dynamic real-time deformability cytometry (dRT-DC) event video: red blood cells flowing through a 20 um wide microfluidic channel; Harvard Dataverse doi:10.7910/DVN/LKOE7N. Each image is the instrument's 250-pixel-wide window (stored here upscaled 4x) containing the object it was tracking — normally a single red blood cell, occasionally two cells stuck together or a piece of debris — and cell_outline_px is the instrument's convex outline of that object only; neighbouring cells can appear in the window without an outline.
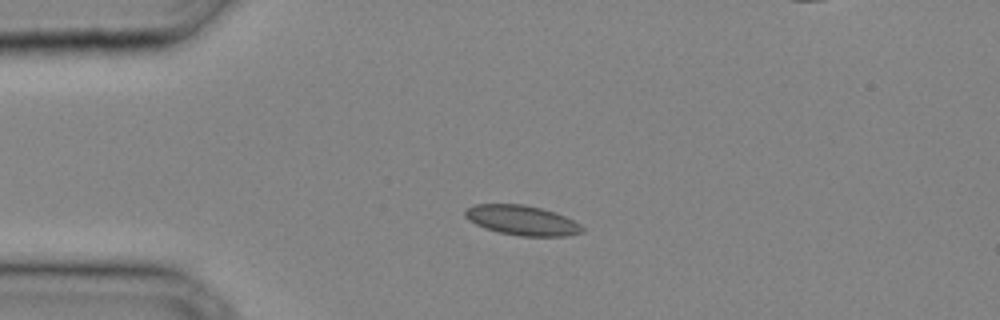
{"species": "common noctule bat (a hibernating species)", "species_latin": "Nyctalus noctula", "temperature_condition": "cold", "stored_images_in_passage": 32, "camera_frame_rate_fps": 3000, "um_per_image_px": 0.085, "animal": {"sex": "male", "body_mass_g": 20.4}, "frame": {"image": 1, "passage_image": 7, "time_ms": 2.0, "image_size_px": [1000, 320], "cell_outline_px": [[584, 232], [568, 236], [520, 236], [500, 232], [484, 228], [468, 220], [464, 216], [464, 212], [468, 208], [476, 204], [524, 204], [556, 212], [580, 224], [584, 228]], "centroid_in_image_um": [44.38, 18.73], "position_along_channel_um": 40.6, "area_um2": 20.35}}
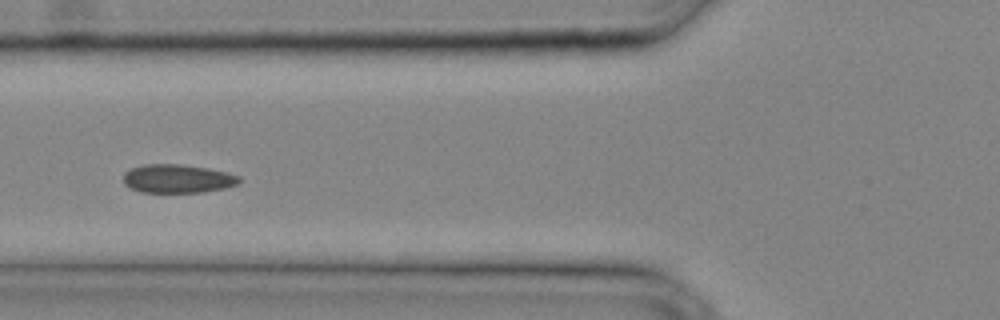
{"frame": {"image": 2, "passage_image": 12, "time_ms": 3.667, "image_size_px": [1000, 320], "cell_outline_px": [[240, 180], [236, 184], [224, 188], [200, 192], [140, 192], [124, 184], [124, 172], [132, 168], [144, 164], [180, 164], [208, 168], [228, 172], [240, 176]], "centroid_in_image_um": [15.09, 15.18], "position_along_channel_um": 110.7, "area_um2": 19.19}}
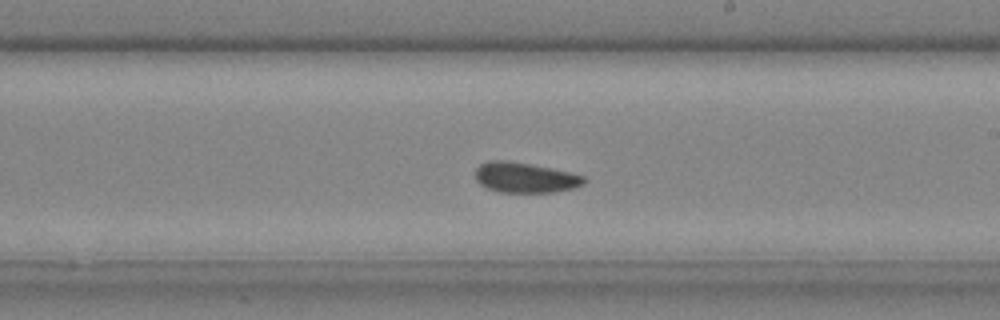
{"frame": {"image": 3, "passage_image": 19, "time_ms": 6.0, "image_size_px": [1000, 320], "cell_outline_px": [[588, 180], [584, 184], [572, 188], [552, 192], [496, 192], [480, 184], [476, 180], [476, 168], [480, 164], [488, 160], [508, 160], [568, 172], [584, 176]], "centroid_in_image_um": [44.6, 15.09], "position_along_channel_um": 244.4, "area_um2": 19.02}}